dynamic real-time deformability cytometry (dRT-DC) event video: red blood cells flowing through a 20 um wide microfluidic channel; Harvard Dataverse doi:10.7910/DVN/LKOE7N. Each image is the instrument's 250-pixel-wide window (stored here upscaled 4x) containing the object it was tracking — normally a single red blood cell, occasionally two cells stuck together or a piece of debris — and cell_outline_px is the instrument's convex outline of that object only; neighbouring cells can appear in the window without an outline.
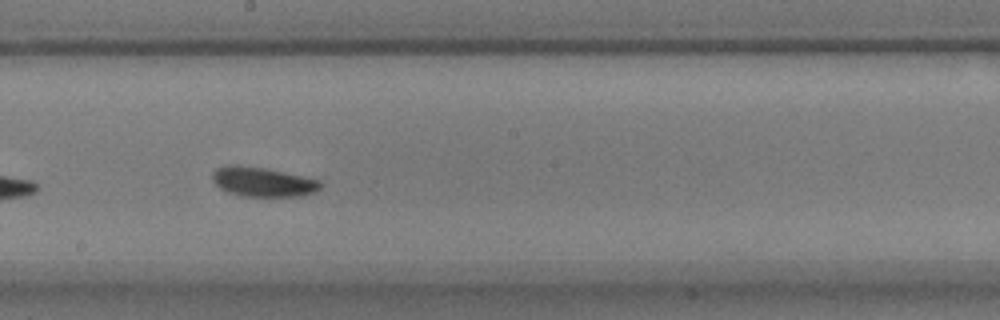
{"species": "common noctule bat (a hibernating species)", "species_latin": "Nyctalus noctula", "temperature_condition": "warm", "stored_images_in_passage": 36, "camera_frame_rate_fps": 3000, "um_per_image_px": 0.085, "animal": {"sex": "male", "body_mass_g": 17.9}, "frame": {"image": 1, "passage_image": 16, "time_ms": 5.0, "image_size_px": [1000, 320], "cell_outline_px": [[324, 184], [316, 192], [300, 196], [240, 196], [228, 192], [220, 188], [212, 180], [212, 172], [216, 168], [228, 164], [236, 164], [268, 168], [320, 180]], "centroid_in_image_um": [22.34, 15.44], "position_along_channel_um": 225.9, "area_um2": 18.9}, "authors_computed_cell_mechanics": {"area_um2": 18.0047, "velocity_mm_per_s": 3.4715, "shape_relaxation_time_tau1_ms": 1.9153, "shape_relaxation_time_tau2_ms": 4.6855, "deformation_change_tau1": 0.0693, "deformation_change_tau2": 0.0953}}